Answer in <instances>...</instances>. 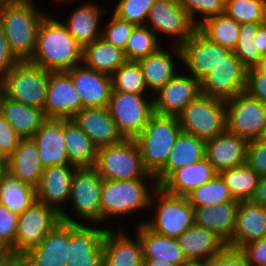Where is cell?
Listing matches in <instances>:
<instances>
[{"instance_id":"1","label":"cell","mask_w":266,"mask_h":266,"mask_svg":"<svg viewBox=\"0 0 266 266\" xmlns=\"http://www.w3.org/2000/svg\"><path fill=\"white\" fill-rule=\"evenodd\" d=\"M83 46L67 31L62 21L47 13L42 19L31 63L47 71H68L82 63Z\"/></svg>"},{"instance_id":"2","label":"cell","mask_w":266,"mask_h":266,"mask_svg":"<svg viewBox=\"0 0 266 266\" xmlns=\"http://www.w3.org/2000/svg\"><path fill=\"white\" fill-rule=\"evenodd\" d=\"M158 187L156 179H103L100 197L101 226L115 228L111 223L114 219L116 222L122 216L129 218L142 211L148 213L152 194Z\"/></svg>"},{"instance_id":"3","label":"cell","mask_w":266,"mask_h":266,"mask_svg":"<svg viewBox=\"0 0 266 266\" xmlns=\"http://www.w3.org/2000/svg\"><path fill=\"white\" fill-rule=\"evenodd\" d=\"M46 14L41 5L33 3L10 1L0 4V28L5 33L10 51L19 61L30 60L33 56L38 29Z\"/></svg>"},{"instance_id":"4","label":"cell","mask_w":266,"mask_h":266,"mask_svg":"<svg viewBox=\"0 0 266 266\" xmlns=\"http://www.w3.org/2000/svg\"><path fill=\"white\" fill-rule=\"evenodd\" d=\"M102 182L94 167L77 168L72 177L68 205L60 213L61 220L73 224L101 225Z\"/></svg>"},{"instance_id":"5","label":"cell","mask_w":266,"mask_h":266,"mask_svg":"<svg viewBox=\"0 0 266 266\" xmlns=\"http://www.w3.org/2000/svg\"><path fill=\"white\" fill-rule=\"evenodd\" d=\"M182 128L177 116L154 113L134 139L141 152L145 169L156 175L165 165Z\"/></svg>"},{"instance_id":"6","label":"cell","mask_w":266,"mask_h":266,"mask_svg":"<svg viewBox=\"0 0 266 266\" xmlns=\"http://www.w3.org/2000/svg\"><path fill=\"white\" fill-rule=\"evenodd\" d=\"M149 211V213L152 211V215L148 216L151 219H138L134 225L144 223L158 234L178 238L195 224L194 207L188 202L186 196L168 194L161 187L153 192Z\"/></svg>"},{"instance_id":"7","label":"cell","mask_w":266,"mask_h":266,"mask_svg":"<svg viewBox=\"0 0 266 266\" xmlns=\"http://www.w3.org/2000/svg\"><path fill=\"white\" fill-rule=\"evenodd\" d=\"M94 168L105 180L156 179L145 169L140 148L131 138L98 148Z\"/></svg>"},{"instance_id":"8","label":"cell","mask_w":266,"mask_h":266,"mask_svg":"<svg viewBox=\"0 0 266 266\" xmlns=\"http://www.w3.org/2000/svg\"><path fill=\"white\" fill-rule=\"evenodd\" d=\"M182 132L205 141L227 129L226 101L200 94L177 115Z\"/></svg>"},{"instance_id":"9","label":"cell","mask_w":266,"mask_h":266,"mask_svg":"<svg viewBox=\"0 0 266 266\" xmlns=\"http://www.w3.org/2000/svg\"><path fill=\"white\" fill-rule=\"evenodd\" d=\"M49 71L29 60L19 61L2 79L4 95L25 105L43 109Z\"/></svg>"},{"instance_id":"10","label":"cell","mask_w":266,"mask_h":266,"mask_svg":"<svg viewBox=\"0 0 266 266\" xmlns=\"http://www.w3.org/2000/svg\"><path fill=\"white\" fill-rule=\"evenodd\" d=\"M107 108L122 136L135 139L154 114L153 94L111 91Z\"/></svg>"},{"instance_id":"11","label":"cell","mask_w":266,"mask_h":266,"mask_svg":"<svg viewBox=\"0 0 266 266\" xmlns=\"http://www.w3.org/2000/svg\"><path fill=\"white\" fill-rule=\"evenodd\" d=\"M145 26L155 32L161 43V39L163 43L166 39L170 41L167 42L168 45L176 46H180L197 30L178 0H155L149 10Z\"/></svg>"},{"instance_id":"12","label":"cell","mask_w":266,"mask_h":266,"mask_svg":"<svg viewBox=\"0 0 266 266\" xmlns=\"http://www.w3.org/2000/svg\"><path fill=\"white\" fill-rule=\"evenodd\" d=\"M61 221V215L55 208L35 201L19 215L14 247L8 253L22 256L38 246Z\"/></svg>"},{"instance_id":"13","label":"cell","mask_w":266,"mask_h":266,"mask_svg":"<svg viewBox=\"0 0 266 266\" xmlns=\"http://www.w3.org/2000/svg\"><path fill=\"white\" fill-rule=\"evenodd\" d=\"M227 130L248 142L261 138L266 128V104L246 92L226 100Z\"/></svg>"},{"instance_id":"14","label":"cell","mask_w":266,"mask_h":266,"mask_svg":"<svg viewBox=\"0 0 266 266\" xmlns=\"http://www.w3.org/2000/svg\"><path fill=\"white\" fill-rule=\"evenodd\" d=\"M247 69L231 52L200 80L201 94L226 101L245 92Z\"/></svg>"},{"instance_id":"15","label":"cell","mask_w":266,"mask_h":266,"mask_svg":"<svg viewBox=\"0 0 266 266\" xmlns=\"http://www.w3.org/2000/svg\"><path fill=\"white\" fill-rule=\"evenodd\" d=\"M180 49L182 64L180 68L199 81L232 52L209 41L198 30L180 45Z\"/></svg>"},{"instance_id":"16","label":"cell","mask_w":266,"mask_h":266,"mask_svg":"<svg viewBox=\"0 0 266 266\" xmlns=\"http://www.w3.org/2000/svg\"><path fill=\"white\" fill-rule=\"evenodd\" d=\"M106 227L69 223V250L66 266H103Z\"/></svg>"},{"instance_id":"17","label":"cell","mask_w":266,"mask_h":266,"mask_svg":"<svg viewBox=\"0 0 266 266\" xmlns=\"http://www.w3.org/2000/svg\"><path fill=\"white\" fill-rule=\"evenodd\" d=\"M81 97L67 71H49L43 111L47 119H70L82 109Z\"/></svg>"},{"instance_id":"18","label":"cell","mask_w":266,"mask_h":266,"mask_svg":"<svg viewBox=\"0 0 266 266\" xmlns=\"http://www.w3.org/2000/svg\"><path fill=\"white\" fill-rule=\"evenodd\" d=\"M200 94V81L181 69L153 94L154 113L177 116Z\"/></svg>"},{"instance_id":"19","label":"cell","mask_w":266,"mask_h":266,"mask_svg":"<svg viewBox=\"0 0 266 266\" xmlns=\"http://www.w3.org/2000/svg\"><path fill=\"white\" fill-rule=\"evenodd\" d=\"M120 224L121 220L115 228L106 229L103 243V266H143L144 258L139 236L131 229L134 234L132 236Z\"/></svg>"},{"instance_id":"20","label":"cell","mask_w":266,"mask_h":266,"mask_svg":"<svg viewBox=\"0 0 266 266\" xmlns=\"http://www.w3.org/2000/svg\"><path fill=\"white\" fill-rule=\"evenodd\" d=\"M76 169L71 164L44 168L42 179L36 187V201L61 213L68 205L72 177Z\"/></svg>"},{"instance_id":"21","label":"cell","mask_w":266,"mask_h":266,"mask_svg":"<svg viewBox=\"0 0 266 266\" xmlns=\"http://www.w3.org/2000/svg\"><path fill=\"white\" fill-rule=\"evenodd\" d=\"M81 97L82 107H108L112 91L110 75L84 66L82 63L67 71Z\"/></svg>"},{"instance_id":"22","label":"cell","mask_w":266,"mask_h":266,"mask_svg":"<svg viewBox=\"0 0 266 266\" xmlns=\"http://www.w3.org/2000/svg\"><path fill=\"white\" fill-rule=\"evenodd\" d=\"M166 47L161 46L155 53L138 60L147 88L152 94L170 81L180 71L177 67L182 65L180 46L167 44Z\"/></svg>"},{"instance_id":"23","label":"cell","mask_w":266,"mask_h":266,"mask_svg":"<svg viewBox=\"0 0 266 266\" xmlns=\"http://www.w3.org/2000/svg\"><path fill=\"white\" fill-rule=\"evenodd\" d=\"M69 223L61 221L41 243L22 255L25 266H66L69 250Z\"/></svg>"},{"instance_id":"24","label":"cell","mask_w":266,"mask_h":266,"mask_svg":"<svg viewBox=\"0 0 266 266\" xmlns=\"http://www.w3.org/2000/svg\"><path fill=\"white\" fill-rule=\"evenodd\" d=\"M107 9V10H106ZM65 19L60 18L66 26L67 31L82 45L92 43L102 36V24L105 13H110V9L99 5L98 1L77 5L69 11Z\"/></svg>"},{"instance_id":"25","label":"cell","mask_w":266,"mask_h":266,"mask_svg":"<svg viewBox=\"0 0 266 266\" xmlns=\"http://www.w3.org/2000/svg\"><path fill=\"white\" fill-rule=\"evenodd\" d=\"M248 141L229 130L206 141L205 158L214 170H222L245 164Z\"/></svg>"},{"instance_id":"26","label":"cell","mask_w":266,"mask_h":266,"mask_svg":"<svg viewBox=\"0 0 266 266\" xmlns=\"http://www.w3.org/2000/svg\"><path fill=\"white\" fill-rule=\"evenodd\" d=\"M72 119L98 148L116 144L125 139L107 107L82 108Z\"/></svg>"},{"instance_id":"27","label":"cell","mask_w":266,"mask_h":266,"mask_svg":"<svg viewBox=\"0 0 266 266\" xmlns=\"http://www.w3.org/2000/svg\"><path fill=\"white\" fill-rule=\"evenodd\" d=\"M32 139L43 168L70 164L64 138V119H47Z\"/></svg>"},{"instance_id":"28","label":"cell","mask_w":266,"mask_h":266,"mask_svg":"<svg viewBox=\"0 0 266 266\" xmlns=\"http://www.w3.org/2000/svg\"><path fill=\"white\" fill-rule=\"evenodd\" d=\"M239 203L234 200L214 206L194 207L195 224L214 232L228 244L235 231Z\"/></svg>"},{"instance_id":"29","label":"cell","mask_w":266,"mask_h":266,"mask_svg":"<svg viewBox=\"0 0 266 266\" xmlns=\"http://www.w3.org/2000/svg\"><path fill=\"white\" fill-rule=\"evenodd\" d=\"M265 236L266 207L251 201H240L233 238L227 246L239 249L242 245Z\"/></svg>"},{"instance_id":"30","label":"cell","mask_w":266,"mask_h":266,"mask_svg":"<svg viewBox=\"0 0 266 266\" xmlns=\"http://www.w3.org/2000/svg\"><path fill=\"white\" fill-rule=\"evenodd\" d=\"M7 171L35 188L44 171L38 149L32 137L21 138L14 152L6 159Z\"/></svg>"},{"instance_id":"31","label":"cell","mask_w":266,"mask_h":266,"mask_svg":"<svg viewBox=\"0 0 266 266\" xmlns=\"http://www.w3.org/2000/svg\"><path fill=\"white\" fill-rule=\"evenodd\" d=\"M134 228L142 244L144 259L162 260L175 266H182L187 261L176 238L158 234L144 223L135 225Z\"/></svg>"},{"instance_id":"32","label":"cell","mask_w":266,"mask_h":266,"mask_svg":"<svg viewBox=\"0 0 266 266\" xmlns=\"http://www.w3.org/2000/svg\"><path fill=\"white\" fill-rule=\"evenodd\" d=\"M176 240L187 260H208L227 246L214 232L196 224L185 230Z\"/></svg>"},{"instance_id":"33","label":"cell","mask_w":266,"mask_h":266,"mask_svg":"<svg viewBox=\"0 0 266 266\" xmlns=\"http://www.w3.org/2000/svg\"><path fill=\"white\" fill-rule=\"evenodd\" d=\"M206 141L181 132L173 146L166 165L155 175L160 186L175 170L205 158Z\"/></svg>"},{"instance_id":"34","label":"cell","mask_w":266,"mask_h":266,"mask_svg":"<svg viewBox=\"0 0 266 266\" xmlns=\"http://www.w3.org/2000/svg\"><path fill=\"white\" fill-rule=\"evenodd\" d=\"M217 172L206 159L175 170L159 187L175 196H186L193 189L211 180Z\"/></svg>"},{"instance_id":"35","label":"cell","mask_w":266,"mask_h":266,"mask_svg":"<svg viewBox=\"0 0 266 266\" xmlns=\"http://www.w3.org/2000/svg\"><path fill=\"white\" fill-rule=\"evenodd\" d=\"M64 138L71 165L76 168L95 167L98 147L72 118L64 119Z\"/></svg>"},{"instance_id":"36","label":"cell","mask_w":266,"mask_h":266,"mask_svg":"<svg viewBox=\"0 0 266 266\" xmlns=\"http://www.w3.org/2000/svg\"><path fill=\"white\" fill-rule=\"evenodd\" d=\"M0 113L22 138L32 137L47 120L43 109L14 101L5 95L1 100Z\"/></svg>"},{"instance_id":"37","label":"cell","mask_w":266,"mask_h":266,"mask_svg":"<svg viewBox=\"0 0 266 266\" xmlns=\"http://www.w3.org/2000/svg\"><path fill=\"white\" fill-rule=\"evenodd\" d=\"M125 61L124 51L102 37L83 46L82 64L98 72L111 76Z\"/></svg>"},{"instance_id":"38","label":"cell","mask_w":266,"mask_h":266,"mask_svg":"<svg viewBox=\"0 0 266 266\" xmlns=\"http://www.w3.org/2000/svg\"><path fill=\"white\" fill-rule=\"evenodd\" d=\"M36 201V188L8 171L0 182V204L16 215L22 214Z\"/></svg>"},{"instance_id":"39","label":"cell","mask_w":266,"mask_h":266,"mask_svg":"<svg viewBox=\"0 0 266 266\" xmlns=\"http://www.w3.org/2000/svg\"><path fill=\"white\" fill-rule=\"evenodd\" d=\"M241 25L225 13L206 19L197 30L209 41L234 50Z\"/></svg>"},{"instance_id":"40","label":"cell","mask_w":266,"mask_h":266,"mask_svg":"<svg viewBox=\"0 0 266 266\" xmlns=\"http://www.w3.org/2000/svg\"><path fill=\"white\" fill-rule=\"evenodd\" d=\"M224 180L234 200L250 201L260 176L246 163L218 173Z\"/></svg>"},{"instance_id":"41","label":"cell","mask_w":266,"mask_h":266,"mask_svg":"<svg viewBox=\"0 0 266 266\" xmlns=\"http://www.w3.org/2000/svg\"><path fill=\"white\" fill-rule=\"evenodd\" d=\"M186 198L193 207L214 206L234 201L229 188L218 173L205 184L189 192Z\"/></svg>"},{"instance_id":"42","label":"cell","mask_w":266,"mask_h":266,"mask_svg":"<svg viewBox=\"0 0 266 266\" xmlns=\"http://www.w3.org/2000/svg\"><path fill=\"white\" fill-rule=\"evenodd\" d=\"M112 91L133 94H152L145 83V79L138 61L126 60L112 75Z\"/></svg>"},{"instance_id":"43","label":"cell","mask_w":266,"mask_h":266,"mask_svg":"<svg viewBox=\"0 0 266 266\" xmlns=\"http://www.w3.org/2000/svg\"><path fill=\"white\" fill-rule=\"evenodd\" d=\"M163 45L166 46L158 40L151 28L136 26L127 40L124 50L125 58L128 61H138L155 53Z\"/></svg>"},{"instance_id":"44","label":"cell","mask_w":266,"mask_h":266,"mask_svg":"<svg viewBox=\"0 0 266 266\" xmlns=\"http://www.w3.org/2000/svg\"><path fill=\"white\" fill-rule=\"evenodd\" d=\"M263 23L265 22L241 24L237 44L232 52L247 68L254 67L263 56L254 40Z\"/></svg>"},{"instance_id":"45","label":"cell","mask_w":266,"mask_h":266,"mask_svg":"<svg viewBox=\"0 0 266 266\" xmlns=\"http://www.w3.org/2000/svg\"><path fill=\"white\" fill-rule=\"evenodd\" d=\"M224 13L240 25L265 22V0H226Z\"/></svg>"},{"instance_id":"46","label":"cell","mask_w":266,"mask_h":266,"mask_svg":"<svg viewBox=\"0 0 266 266\" xmlns=\"http://www.w3.org/2000/svg\"><path fill=\"white\" fill-rule=\"evenodd\" d=\"M154 2L155 0H116V4L110 7V10L120 19L136 26H145L149 10Z\"/></svg>"},{"instance_id":"47","label":"cell","mask_w":266,"mask_h":266,"mask_svg":"<svg viewBox=\"0 0 266 266\" xmlns=\"http://www.w3.org/2000/svg\"><path fill=\"white\" fill-rule=\"evenodd\" d=\"M198 27L206 19L225 12L226 0H178Z\"/></svg>"},{"instance_id":"48","label":"cell","mask_w":266,"mask_h":266,"mask_svg":"<svg viewBox=\"0 0 266 266\" xmlns=\"http://www.w3.org/2000/svg\"><path fill=\"white\" fill-rule=\"evenodd\" d=\"M111 13L106 15L109 17L108 19H103L101 37L110 44L124 51L127 40L131 36V33L136 25L129 23L126 20L120 19L112 11ZM105 19L107 23L104 21Z\"/></svg>"},{"instance_id":"49","label":"cell","mask_w":266,"mask_h":266,"mask_svg":"<svg viewBox=\"0 0 266 266\" xmlns=\"http://www.w3.org/2000/svg\"><path fill=\"white\" fill-rule=\"evenodd\" d=\"M19 216L0 204V245L9 252L15 243Z\"/></svg>"},{"instance_id":"50","label":"cell","mask_w":266,"mask_h":266,"mask_svg":"<svg viewBox=\"0 0 266 266\" xmlns=\"http://www.w3.org/2000/svg\"><path fill=\"white\" fill-rule=\"evenodd\" d=\"M245 163L260 177L266 175V141L257 138L248 142Z\"/></svg>"},{"instance_id":"51","label":"cell","mask_w":266,"mask_h":266,"mask_svg":"<svg viewBox=\"0 0 266 266\" xmlns=\"http://www.w3.org/2000/svg\"><path fill=\"white\" fill-rule=\"evenodd\" d=\"M245 92L266 104V74L259 72L255 67L248 68Z\"/></svg>"},{"instance_id":"52","label":"cell","mask_w":266,"mask_h":266,"mask_svg":"<svg viewBox=\"0 0 266 266\" xmlns=\"http://www.w3.org/2000/svg\"><path fill=\"white\" fill-rule=\"evenodd\" d=\"M21 138L0 113V152L6 159L14 152Z\"/></svg>"},{"instance_id":"53","label":"cell","mask_w":266,"mask_h":266,"mask_svg":"<svg viewBox=\"0 0 266 266\" xmlns=\"http://www.w3.org/2000/svg\"><path fill=\"white\" fill-rule=\"evenodd\" d=\"M207 266H251L240 249L226 246L219 254L207 260Z\"/></svg>"},{"instance_id":"54","label":"cell","mask_w":266,"mask_h":266,"mask_svg":"<svg viewBox=\"0 0 266 266\" xmlns=\"http://www.w3.org/2000/svg\"><path fill=\"white\" fill-rule=\"evenodd\" d=\"M239 249L251 266H266V236L250 241Z\"/></svg>"},{"instance_id":"55","label":"cell","mask_w":266,"mask_h":266,"mask_svg":"<svg viewBox=\"0 0 266 266\" xmlns=\"http://www.w3.org/2000/svg\"><path fill=\"white\" fill-rule=\"evenodd\" d=\"M19 62L10 51L5 33L0 28V80Z\"/></svg>"},{"instance_id":"56","label":"cell","mask_w":266,"mask_h":266,"mask_svg":"<svg viewBox=\"0 0 266 266\" xmlns=\"http://www.w3.org/2000/svg\"><path fill=\"white\" fill-rule=\"evenodd\" d=\"M250 201L266 207V175L260 177L255 193Z\"/></svg>"},{"instance_id":"57","label":"cell","mask_w":266,"mask_h":266,"mask_svg":"<svg viewBox=\"0 0 266 266\" xmlns=\"http://www.w3.org/2000/svg\"><path fill=\"white\" fill-rule=\"evenodd\" d=\"M0 266H25V265L22 256L12 253H6L0 259Z\"/></svg>"},{"instance_id":"58","label":"cell","mask_w":266,"mask_h":266,"mask_svg":"<svg viewBox=\"0 0 266 266\" xmlns=\"http://www.w3.org/2000/svg\"><path fill=\"white\" fill-rule=\"evenodd\" d=\"M256 40L257 48L262 55H266V23H263L254 37Z\"/></svg>"},{"instance_id":"59","label":"cell","mask_w":266,"mask_h":266,"mask_svg":"<svg viewBox=\"0 0 266 266\" xmlns=\"http://www.w3.org/2000/svg\"><path fill=\"white\" fill-rule=\"evenodd\" d=\"M143 266H175L162 260L144 259Z\"/></svg>"},{"instance_id":"60","label":"cell","mask_w":266,"mask_h":266,"mask_svg":"<svg viewBox=\"0 0 266 266\" xmlns=\"http://www.w3.org/2000/svg\"><path fill=\"white\" fill-rule=\"evenodd\" d=\"M259 72L266 74V55H263L259 62L254 66Z\"/></svg>"},{"instance_id":"61","label":"cell","mask_w":266,"mask_h":266,"mask_svg":"<svg viewBox=\"0 0 266 266\" xmlns=\"http://www.w3.org/2000/svg\"><path fill=\"white\" fill-rule=\"evenodd\" d=\"M182 266H207V260H187Z\"/></svg>"},{"instance_id":"62","label":"cell","mask_w":266,"mask_h":266,"mask_svg":"<svg viewBox=\"0 0 266 266\" xmlns=\"http://www.w3.org/2000/svg\"><path fill=\"white\" fill-rule=\"evenodd\" d=\"M76 1L79 2L80 0H53V1L50 2V3H53V2H54L55 4L57 3V4L59 5V7H60V5H61V4H64V3H65L64 5H66V6H67V5H70V4H72V3H75V4H76V3H77ZM81 1H82V0H81ZM81 1H80V3L84 4V3L91 2L92 0H84L83 2H81ZM85 1H86V2H85ZM69 3H70V4H69Z\"/></svg>"},{"instance_id":"63","label":"cell","mask_w":266,"mask_h":266,"mask_svg":"<svg viewBox=\"0 0 266 266\" xmlns=\"http://www.w3.org/2000/svg\"><path fill=\"white\" fill-rule=\"evenodd\" d=\"M7 172V162L1 161L0 162V182L2 180L3 175Z\"/></svg>"},{"instance_id":"64","label":"cell","mask_w":266,"mask_h":266,"mask_svg":"<svg viewBox=\"0 0 266 266\" xmlns=\"http://www.w3.org/2000/svg\"><path fill=\"white\" fill-rule=\"evenodd\" d=\"M12 2H16V3H33L38 5V3L36 1L39 2V0H11Z\"/></svg>"},{"instance_id":"65","label":"cell","mask_w":266,"mask_h":266,"mask_svg":"<svg viewBox=\"0 0 266 266\" xmlns=\"http://www.w3.org/2000/svg\"><path fill=\"white\" fill-rule=\"evenodd\" d=\"M3 96H4V89L0 80V109H1V100Z\"/></svg>"},{"instance_id":"66","label":"cell","mask_w":266,"mask_h":266,"mask_svg":"<svg viewBox=\"0 0 266 266\" xmlns=\"http://www.w3.org/2000/svg\"><path fill=\"white\" fill-rule=\"evenodd\" d=\"M8 253L1 245H0V259Z\"/></svg>"},{"instance_id":"67","label":"cell","mask_w":266,"mask_h":266,"mask_svg":"<svg viewBox=\"0 0 266 266\" xmlns=\"http://www.w3.org/2000/svg\"><path fill=\"white\" fill-rule=\"evenodd\" d=\"M1 161H6V158L1 154V152H0V162Z\"/></svg>"},{"instance_id":"68","label":"cell","mask_w":266,"mask_h":266,"mask_svg":"<svg viewBox=\"0 0 266 266\" xmlns=\"http://www.w3.org/2000/svg\"><path fill=\"white\" fill-rule=\"evenodd\" d=\"M261 138L266 141V128H265L264 134Z\"/></svg>"},{"instance_id":"69","label":"cell","mask_w":266,"mask_h":266,"mask_svg":"<svg viewBox=\"0 0 266 266\" xmlns=\"http://www.w3.org/2000/svg\"><path fill=\"white\" fill-rule=\"evenodd\" d=\"M11 0H0V4L6 3V2H10Z\"/></svg>"},{"instance_id":"70","label":"cell","mask_w":266,"mask_h":266,"mask_svg":"<svg viewBox=\"0 0 266 266\" xmlns=\"http://www.w3.org/2000/svg\"><path fill=\"white\" fill-rule=\"evenodd\" d=\"M265 23H266V0H265Z\"/></svg>"}]
</instances>
